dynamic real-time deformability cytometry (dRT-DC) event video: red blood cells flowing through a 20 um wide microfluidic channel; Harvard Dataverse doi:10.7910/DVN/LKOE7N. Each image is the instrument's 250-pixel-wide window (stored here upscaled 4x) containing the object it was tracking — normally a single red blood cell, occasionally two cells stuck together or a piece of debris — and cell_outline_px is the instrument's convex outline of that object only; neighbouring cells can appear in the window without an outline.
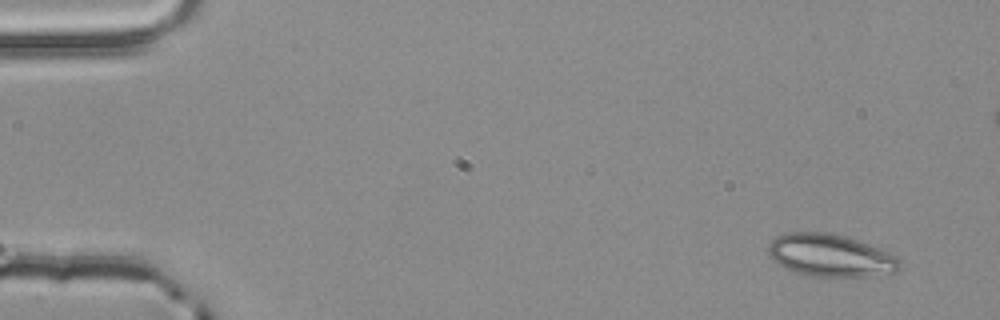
{"species": "common noctule bat (a hibernating species)", "species_latin": "Nyctalus noctula", "temperature_condition": "room temperature", "stored_images_in_passage": 4, "segment_of_instrument_passage": [2, 2], "camera_frame_rate_fps": 3000, "um_per_image_px": 0.085, "animal": {"sex": "male", "body_mass_g": 20.4}, "frame": {"image": 1, "passage_image": 4, "time_ms": 1.0, "image_size_px": [1000, 320], "cell_outline_px": [[900, 268], [896, 272], [868, 276], [812, 276], [796, 272], [776, 264], [768, 256], [768, 244], [776, 236], [788, 232], [828, 232], [844, 236], [892, 252], [900, 260]], "centroid_in_image_um": [70.57, 21.7], "position_along_channel_um": 14.4, "area_um2": 32.66}}